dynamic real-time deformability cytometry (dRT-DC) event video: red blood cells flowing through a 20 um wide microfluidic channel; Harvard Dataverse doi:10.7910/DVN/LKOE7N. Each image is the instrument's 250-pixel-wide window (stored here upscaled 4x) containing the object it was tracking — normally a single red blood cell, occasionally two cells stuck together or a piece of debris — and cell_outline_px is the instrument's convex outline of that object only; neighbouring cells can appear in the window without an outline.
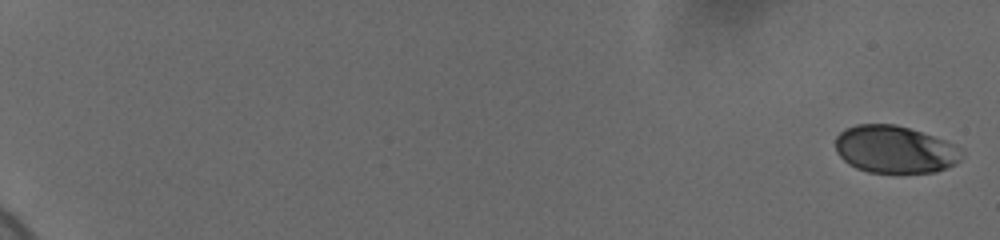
{"species": "human", "species_latin": "Homo sapiens", "temperature_condition": "cold", "stored_images_in_passage": 45, "camera_frame_rate_fps": 3000, "um_per_image_px": 0.085, "donor": {"sex": "female"}, "frame": {"image": 1, "passage_image": 1, "time_ms": 0.0, "image_size_px": [1000, 240], "cell_outline_px": [[964, 156], [956, 164], [936, 172], [900, 176], [868, 172], [856, 168], [848, 164], [836, 152], [836, 136], [844, 128], [856, 124], [896, 124], [956, 144], [964, 152]], "centroid_in_image_um": [76.08, 12.75], "position_along_channel_um": 8.9, "area_um2": 36.01}}
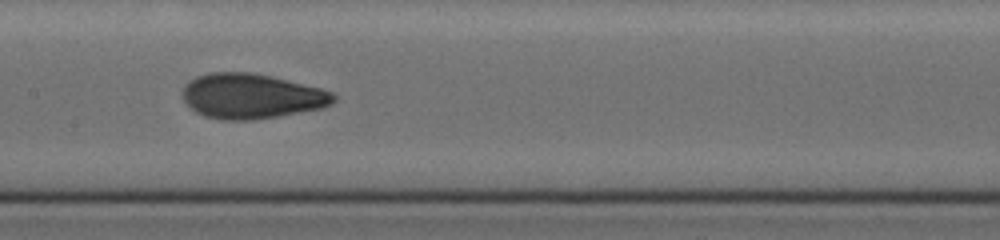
{"frame": {"image": 2, "passage_image": 25, "time_ms": 11.0, "image_size_px": [1000, 240], "cell_outline_px": [[336, 100], [332, 104], [324, 108], [252, 120], [224, 120], [204, 116], [196, 112], [184, 100], [184, 88], [188, 80], [196, 76], [208, 72], [252, 72], [272, 76], [320, 88], [332, 92], [336, 96]], "centroid_in_image_um": [21.39, 8.16], "position_along_channel_um": 186.0, "area_um2": 39.59}}
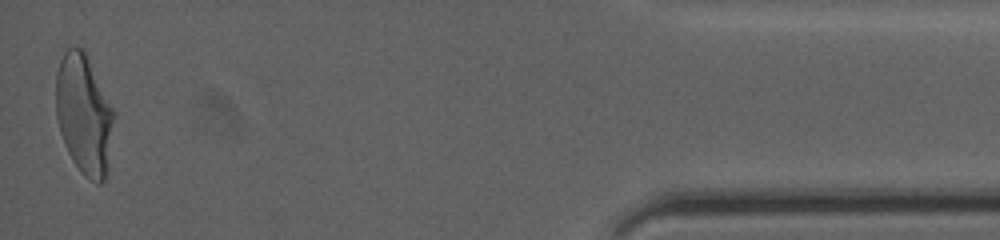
{"frame": {"image": 3, "passage_image": 45, "time_ms": 19.333, "image_size_px": [1000, 240], "cell_outline_px": [[112, 120], [104, 180], [100, 184], [96, 184], [84, 176], [80, 172], [72, 160], [68, 152], [60, 132], [56, 116], [56, 72], [60, 60], [64, 52], [68, 48], [84, 48], [112, 108]], "centroid_in_image_um": [7.08, 9.69], "position_along_channel_um": 428.1, "area_um2": 39.48}, "authors_computed_cell_mechanics": {"area_um2": 38.0902, "velocity_mm_per_s": 3.6737, "shape_relaxation_time_tau1_ms": 4.0713, "shape_relaxation_time_tau2_ms": 0.953, "deformation_change_tau1": 0.1442, "deformation_change_tau2": 0.0413}}